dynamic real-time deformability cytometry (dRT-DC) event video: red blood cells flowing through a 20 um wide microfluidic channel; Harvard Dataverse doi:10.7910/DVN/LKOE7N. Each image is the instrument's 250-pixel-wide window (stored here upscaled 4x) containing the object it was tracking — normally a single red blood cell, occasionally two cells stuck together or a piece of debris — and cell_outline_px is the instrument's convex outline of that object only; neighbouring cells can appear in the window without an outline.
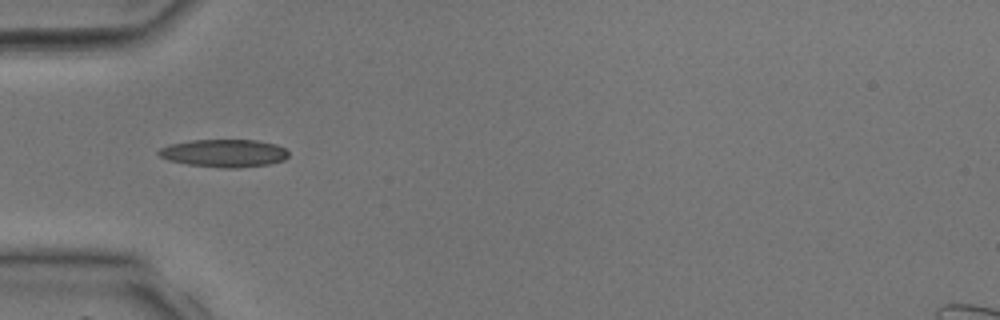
{"species": "common noctule bat (a hibernating species)", "species_latin": "Nyctalus noctula", "temperature_condition": "room temperature", "stored_images_in_passage": 23, "camera_frame_rate_fps": 3000, "um_per_image_px": 0.085, "animal": {"sex": "male", "body_mass_g": 17.9, "forearm_length_mm": 54.2}, "frame": {"image": 1, "passage_image": 1, "time_ms": 0.0, "image_size_px": [1000, 320], "cell_outline_px": [[288, 156], [284, 160], [268, 164], [236, 168], [224, 168], [188, 164], [168, 160], [160, 156], [156, 152], [160, 148], [168, 144], [188, 140], [256, 140], [276, 144], [284, 148], [288, 152]], "centroid_in_image_um": [19.02, 13.01], "position_along_channel_um": 66.0, "area_um2": 21.04}}
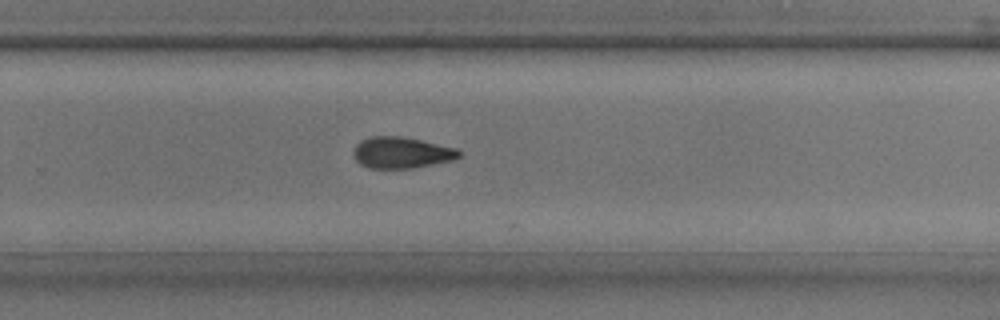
{"frame": {"image": 2, "passage_image": 14, "time_ms": 4.333, "image_size_px": [1000, 320], "cell_outline_px": [[460, 156], [452, 160], [412, 168], [368, 168], [360, 164], [356, 160], [352, 152], [356, 144], [360, 140], [368, 136], [400, 136], [420, 140], [456, 148], [460, 152]], "centroid_in_image_um": [34.07, 12.97], "position_along_channel_um": 295.7, "area_um2": 19.19}}
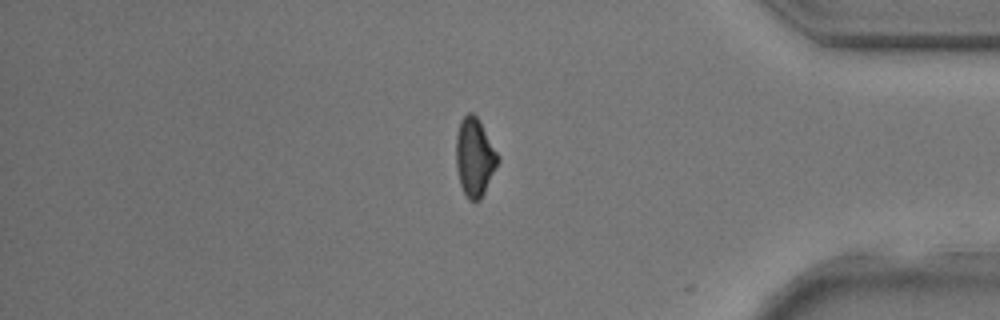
{"frame": {"image": 3, "passage_image": 21, "time_ms": 6.667, "image_size_px": [1000, 320], "cell_outline_px": [[500, 160], [480, 200], [468, 200], [460, 184], [456, 168], [456, 132], [460, 120], [468, 112], [472, 112], [476, 116], [500, 156]], "centroid_in_image_um": [40.33, 13.35], "position_along_channel_um": 394.9, "area_um2": 19.07}}